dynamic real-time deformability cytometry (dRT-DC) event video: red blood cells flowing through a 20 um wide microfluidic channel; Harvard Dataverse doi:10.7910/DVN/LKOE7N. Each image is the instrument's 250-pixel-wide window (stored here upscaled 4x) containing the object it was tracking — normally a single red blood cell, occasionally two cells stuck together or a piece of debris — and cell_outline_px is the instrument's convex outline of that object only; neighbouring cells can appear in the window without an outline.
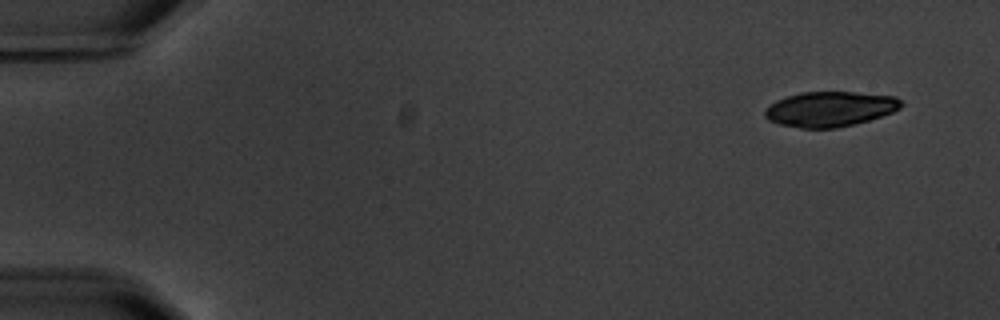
{"species": "common noctule bat (a hibernating species)", "species_latin": "Nyctalus noctula", "temperature_condition": "warm", "stored_images_in_passage": 8, "camera_frame_rate_fps": 3000, "um_per_image_px": 0.085, "animal": {"sex": "male", "body_mass_g": 20.1, "forearm_length_mm": 53.5}, "frame": {"image": 1, "passage_image": 1, "time_ms": 0.0, "image_size_px": [1000, 320], "cell_outline_px": [[904, 104], [900, 108], [892, 112], [868, 120], [836, 128], [800, 128], [780, 124], [768, 120], [764, 116], [764, 108], [776, 100], [800, 92], [852, 92], [896, 96]], "centroid_in_image_um": [70.52, 9.26], "position_along_channel_um": 14.5, "area_um2": 27.8}}
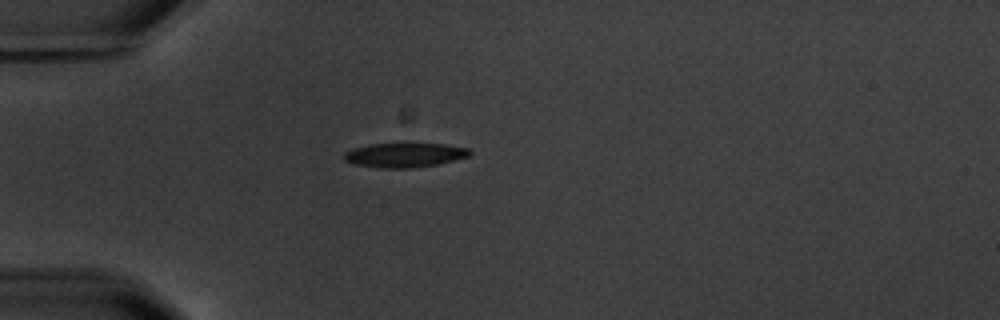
{"frame": {"image": 2, "passage_image": 4, "time_ms": 8.0, "image_size_px": [1000, 320], "cell_outline_px": [[472, 152], [468, 156], [436, 164], [408, 168], [380, 168], [352, 164], [344, 160], [344, 152], [352, 148], [372, 144], [404, 140], [444, 144], [468, 148]], "centroid_in_image_um": [34.34, 13.12], "position_along_channel_um": 50.7, "area_um2": 18.67}}
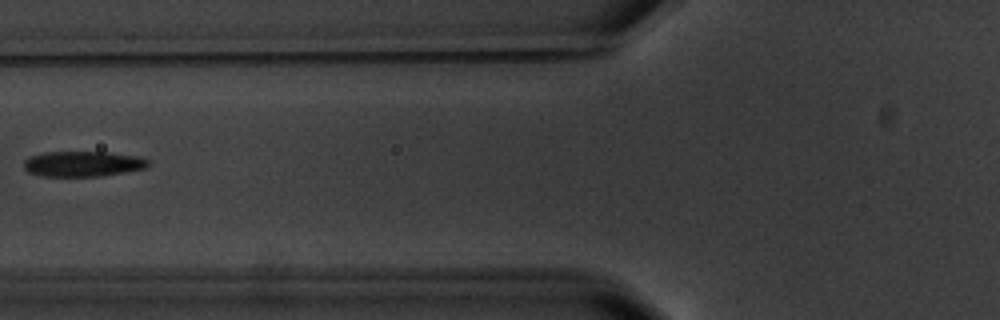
{"frame": {"image": 3, "passage_image": 6, "time_ms": 10.333, "image_size_px": [1000, 320], "cell_outline_px": [[148, 168], [100, 176], [44, 176], [28, 172], [24, 168], [24, 160], [28, 156], [44, 152], [108, 152], [140, 156], [148, 160]], "centroid_in_image_um": [7.04, 13.92], "position_along_channel_um": 118.8, "area_um2": 18.5}}